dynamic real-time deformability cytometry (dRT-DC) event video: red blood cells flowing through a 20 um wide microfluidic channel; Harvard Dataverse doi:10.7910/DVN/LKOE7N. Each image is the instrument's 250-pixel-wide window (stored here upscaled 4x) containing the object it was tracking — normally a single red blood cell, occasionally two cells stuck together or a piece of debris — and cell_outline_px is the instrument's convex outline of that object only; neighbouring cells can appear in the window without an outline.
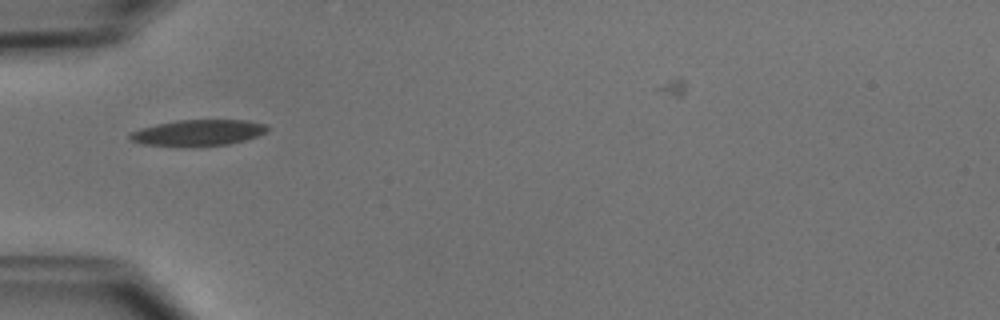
{"species": "common noctule bat (a hibernating species)", "species_latin": "Nyctalus noctula", "temperature_condition": "cold", "stored_images_in_passage": 7, "camera_frame_rate_fps": 3000, "um_per_image_px": 0.085, "animal": {"sex": "male", "body_mass_g": 15.6}, "frame": {"image": 1, "passage_image": 1, "time_ms": 0.0, "image_size_px": [1000, 320], "cell_outline_px": [[268, 128], [264, 132], [256, 136], [244, 140], [228, 144], [188, 148], [180, 148], [144, 144], [132, 140], [128, 136], [132, 132], [140, 128], [156, 124], [176, 120], [248, 120], [268, 124]], "centroid_in_image_um": [16.81, 11.3], "position_along_channel_um": 68.2, "area_um2": 21.27}}